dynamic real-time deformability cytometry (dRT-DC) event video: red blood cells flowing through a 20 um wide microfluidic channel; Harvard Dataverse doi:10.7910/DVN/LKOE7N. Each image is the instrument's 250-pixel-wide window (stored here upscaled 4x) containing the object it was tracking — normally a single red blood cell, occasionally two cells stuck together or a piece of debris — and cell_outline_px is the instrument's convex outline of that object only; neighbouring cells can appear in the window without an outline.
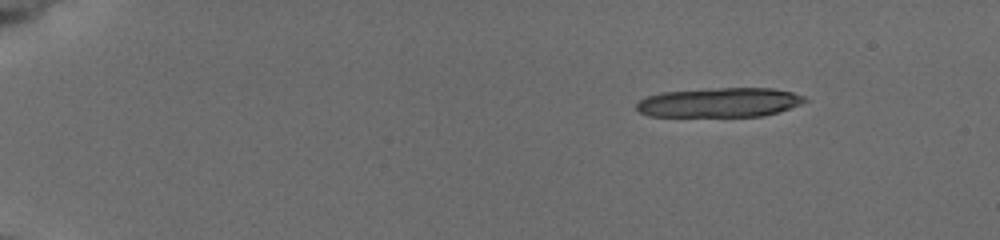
{"species": "common noctule bat (a hibernating species)", "species_latin": "Nyctalus noctula", "temperature_condition": "cold", "stored_images_in_passage": 8, "camera_frame_rate_fps": 3000, "um_per_image_px": 0.085, "animal": {"sex": "female", "body_mass_g": 19.5, "forearm_length_mm": 54.1}, "frame": {"image": 1, "passage_image": 1, "time_ms": 0.0, "image_size_px": [1000, 240], "cell_outline_px": [[788, 104], [784, 108], [772, 112], [752, 112], [664, 96], [684, 92], [784, 92]], "centroid_in_image_um": [62.78, 8.51], "position_along_channel_um": 22.2, "area_um2": 12.02}}